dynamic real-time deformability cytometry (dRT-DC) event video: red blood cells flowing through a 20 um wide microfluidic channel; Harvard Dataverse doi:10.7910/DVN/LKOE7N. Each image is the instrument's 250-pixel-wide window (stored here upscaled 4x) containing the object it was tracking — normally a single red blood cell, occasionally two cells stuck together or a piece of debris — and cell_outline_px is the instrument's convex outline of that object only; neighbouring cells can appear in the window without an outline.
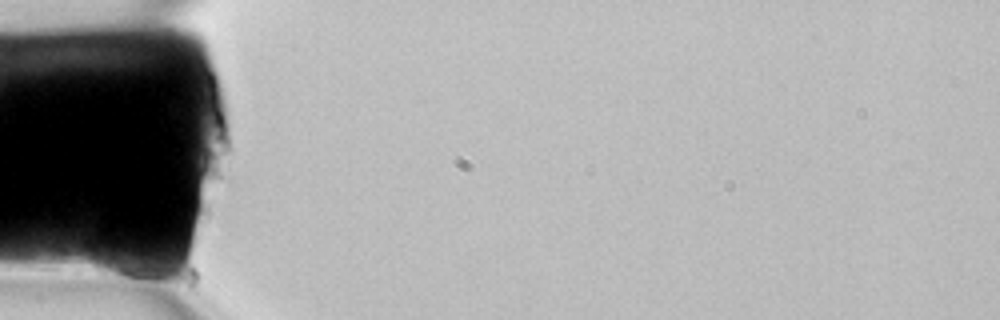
{"species": "common noctule bat (a hibernating species)", "species_latin": "Nyctalus noctula", "temperature_condition": "room temperature", "stored_images_in_passage": 2, "camera_frame_rate_fps": 3000, "um_per_image_px": 0.085, "animal": {"sex": "female", "body_mass_g": 22.7, "forearm_length_mm": 54.2}, "frame": {"image": 1, "passage_image": 1, "time_ms": 0.0, "image_size_px": [1000, 320], "cell_outline_px": [[160, 276], [116, 276], [96, 272], [88, 264], [88, 260], [92, 244], [100, 228], [140, 256], [160, 272]], "centroid_in_image_um": [9.98, 21.97], "position_along_channel_um": 75.0, "area_um2": 13.81}}